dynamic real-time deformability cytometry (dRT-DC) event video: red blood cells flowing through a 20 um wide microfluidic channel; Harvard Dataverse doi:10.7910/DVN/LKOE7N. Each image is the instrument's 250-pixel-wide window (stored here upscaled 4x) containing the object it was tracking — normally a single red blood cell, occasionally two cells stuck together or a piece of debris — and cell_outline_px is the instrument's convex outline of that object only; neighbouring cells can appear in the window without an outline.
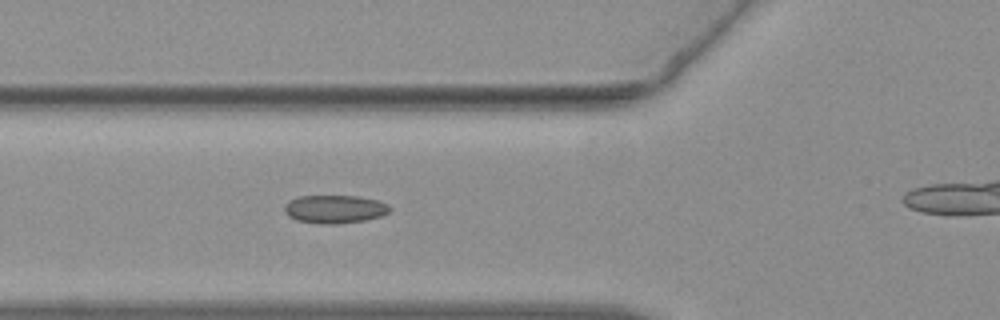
{"species": "common noctule bat (a hibernating species)", "species_latin": "Nyctalus noctula", "temperature_condition": "warm", "stored_images_in_passage": 27, "camera_frame_rate_fps": 3000, "um_per_image_px": 0.085, "animal": {"sex": "female", "body_mass_g": 19.3, "forearm_length_mm": 54.1}, "frame": {"image": 1, "passage_image": 19, "time_ms": 6.0, "image_size_px": [1000, 320], "cell_outline_px": [[392, 208], [388, 212], [380, 216], [364, 220], [336, 224], [320, 224], [296, 220], [288, 216], [284, 212], [284, 204], [288, 200], [300, 196], [356, 196], [376, 200], [388, 204]], "centroid_in_image_um": [28.41, 17.77], "position_along_channel_um": 97.4, "area_um2": 17.34}}
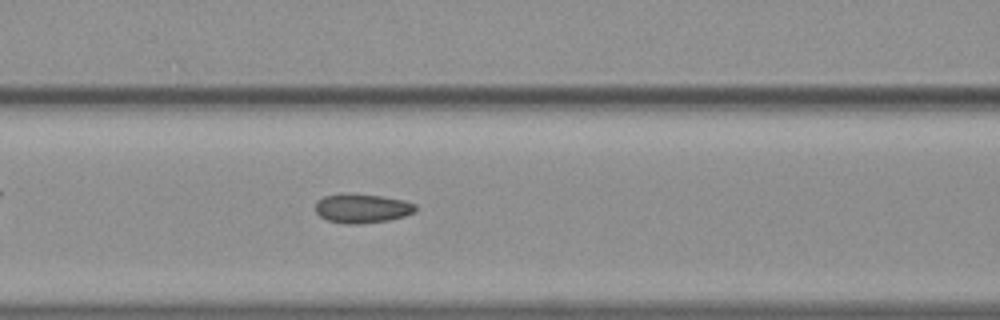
{"frame": {"image": 2, "passage_image": 22, "time_ms": 7.0, "image_size_px": [1000, 320], "cell_outline_px": [[416, 212], [404, 216], [388, 220], [356, 224], [344, 224], [328, 220], [320, 216], [316, 212], [316, 200], [324, 196], [380, 196], [404, 200], [416, 204]], "centroid_in_image_um": [30.81, 17.75], "position_along_channel_um": 135.8, "area_um2": 16.36}}
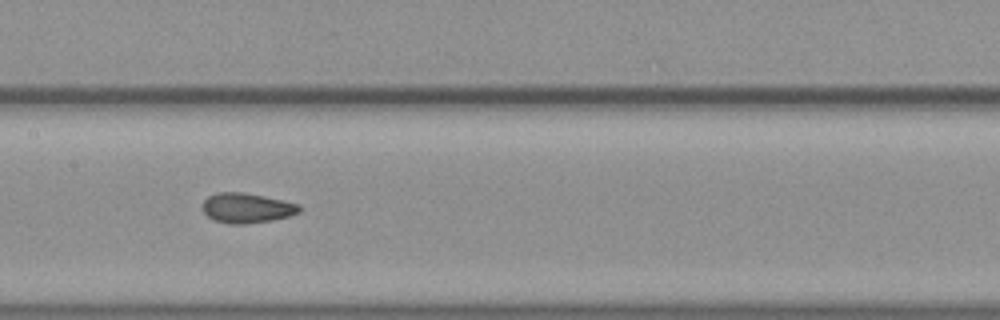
{"frame": {"image": 3, "passage_image": 26, "time_ms": 8.333, "image_size_px": [1000, 320], "cell_outline_px": [[300, 212], [288, 216], [272, 220], [244, 224], [228, 224], [216, 220], [208, 216], [204, 212], [204, 200], [208, 196], [220, 192], [244, 192], [264, 196], [300, 204]], "centroid_in_image_um": [21.0, 17.67], "position_along_channel_um": 186.4, "area_um2": 16.7}}